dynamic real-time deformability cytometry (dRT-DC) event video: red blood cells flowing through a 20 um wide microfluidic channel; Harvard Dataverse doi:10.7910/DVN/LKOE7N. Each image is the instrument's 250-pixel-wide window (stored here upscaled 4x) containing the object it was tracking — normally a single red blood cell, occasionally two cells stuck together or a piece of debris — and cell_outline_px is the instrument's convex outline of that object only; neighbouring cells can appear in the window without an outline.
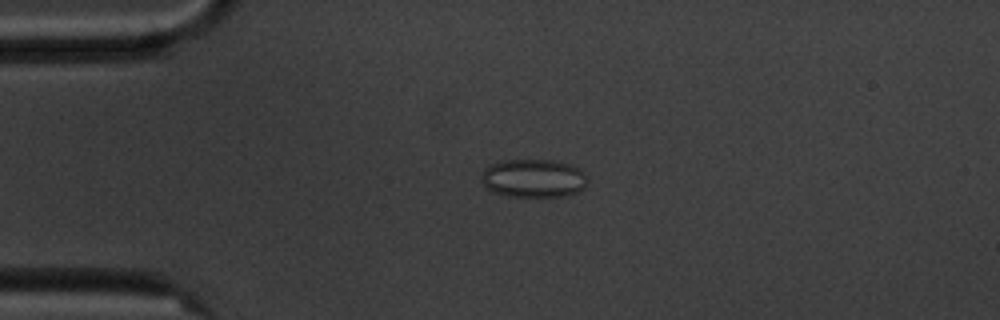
{"species": "common noctule bat (a hibernating species)", "species_latin": "Nyctalus noctula", "temperature_condition": "cold", "stored_images_in_passage": 5, "camera_frame_rate_fps": 3000, "um_per_image_px": 0.085, "animal": {"sex": "male", "body_mass_g": 20.1, "forearm_length_mm": 53.5}, "frame": {"image": 1, "passage_image": 4, "time_ms": 3.667, "image_size_px": [1000, 320], "cell_outline_px": [[588, 180], [584, 188], [576, 192], [564, 196], [508, 196], [492, 192], [480, 180], [480, 176], [492, 164], [500, 160], [552, 160], [572, 164], [580, 168], [588, 176]], "centroid_in_image_um": [45.39, 15.14], "position_along_channel_um": 39.6, "area_um2": 23.81}}